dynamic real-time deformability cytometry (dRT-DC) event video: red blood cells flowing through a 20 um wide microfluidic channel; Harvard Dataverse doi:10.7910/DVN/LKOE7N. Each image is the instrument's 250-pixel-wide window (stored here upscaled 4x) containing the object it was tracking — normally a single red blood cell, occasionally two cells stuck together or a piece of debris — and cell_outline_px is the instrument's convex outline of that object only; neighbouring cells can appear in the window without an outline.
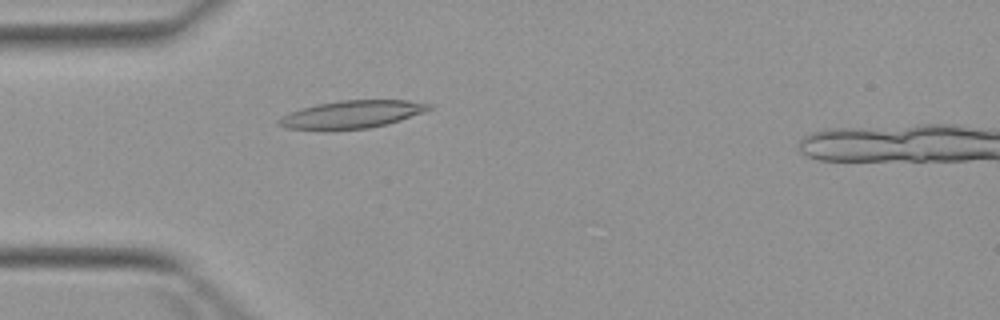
{"species": "Egyptian fruit bat (a non-hibernating species)", "species_latin": "Rousettus aegyptiacus", "temperature_condition": "warm", "stored_images_in_passage": 1, "camera_frame_rate_fps": 3000, "um_per_image_px": 0.085, "animal": {"sex": "female"}, "frame": {"image": 1, "passage_image": 1, "time_ms": 0.0, "image_size_px": [1000, 320], "cell_outline_px": [[432, 108], [424, 112], [388, 124], [368, 128], [328, 132], [288, 128], [276, 124], [276, 120], [300, 108], [316, 104], [340, 100], [408, 100], [432, 104]], "centroid_in_image_um": [29.87, 9.75], "position_along_channel_um": 55.1, "area_um2": 24.8}}